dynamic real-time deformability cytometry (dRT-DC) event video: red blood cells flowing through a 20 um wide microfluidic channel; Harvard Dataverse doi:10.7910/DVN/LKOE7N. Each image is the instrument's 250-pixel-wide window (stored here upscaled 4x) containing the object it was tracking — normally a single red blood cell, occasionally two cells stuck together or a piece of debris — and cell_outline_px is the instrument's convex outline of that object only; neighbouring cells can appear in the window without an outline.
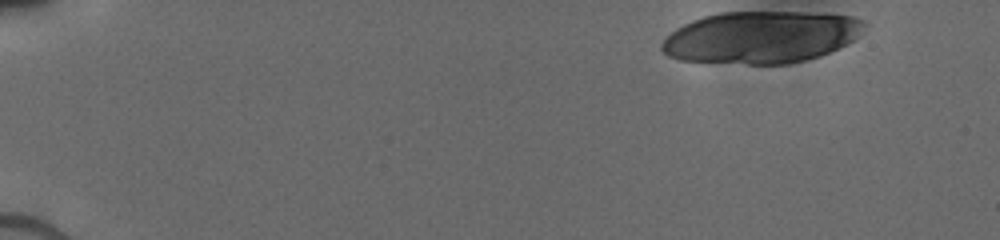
{"species": "human", "species_latin": "Homo sapiens", "temperature_condition": "cold", "stored_images_in_passage": 18, "camera_frame_rate_fps": 3000, "um_per_image_px": 0.085, "donor": {"sex": "male"}, "frame": {"image": 1, "passage_image": 1, "time_ms": 0.0, "image_size_px": [1000, 240], "cell_outline_px": [[864, 24], [856, 36], [852, 40], [820, 56], [788, 64], [748, 64], [680, 60], [668, 56], [660, 48], [660, 44], [676, 28], [692, 20], [704, 16], [720, 12], [800, 12], [852, 16], [864, 20]], "centroid_in_image_um": [64.63, 3.16], "position_along_channel_um": 20.4, "area_um2": 60.92}}